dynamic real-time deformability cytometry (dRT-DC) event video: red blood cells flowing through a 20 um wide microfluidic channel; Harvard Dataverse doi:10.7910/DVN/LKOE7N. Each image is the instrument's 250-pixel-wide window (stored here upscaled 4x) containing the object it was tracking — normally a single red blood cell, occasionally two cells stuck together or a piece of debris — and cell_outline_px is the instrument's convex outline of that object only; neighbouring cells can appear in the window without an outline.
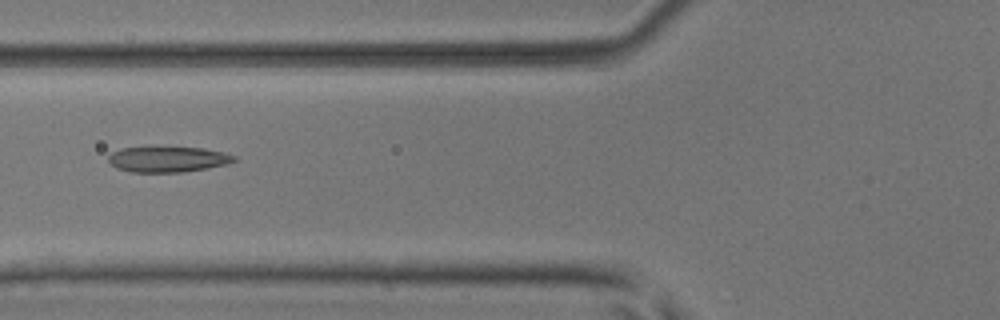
{"species": "common noctule bat (a hibernating species)", "species_latin": "Nyctalus noctula", "temperature_condition": "room temperature", "stored_images_in_passage": 6, "camera_frame_rate_fps": 3000, "um_per_image_px": 0.085, "animal": {"sex": "male", "body_mass_g": 17.9, "forearm_length_mm": 54.2}, "frame": {"image": 1, "passage_image": 5, "time_ms": 1.333, "image_size_px": [1000, 320], "cell_outline_px": [[236, 160], [228, 164], [208, 168], [184, 172], [132, 172], [116, 168], [108, 160], [108, 156], [112, 152], [124, 148], [152, 144], [204, 148], [224, 152], [236, 156]], "centroid_in_image_um": [14.26, 13.49], "position_along_channel_um": 111.5, "area_um2": 19.71}}
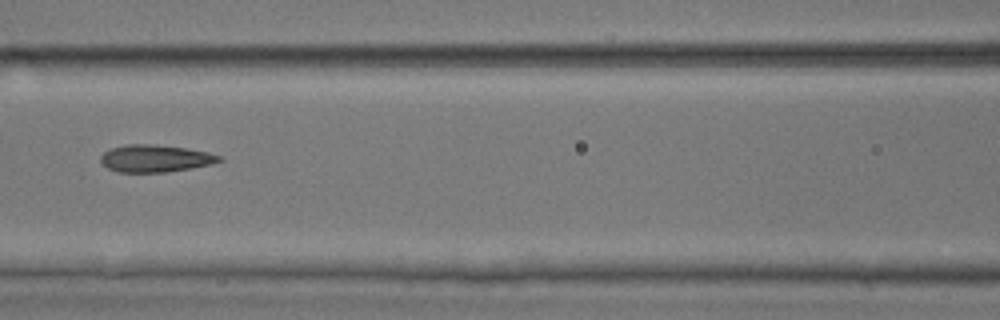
{"frame": {"image": 2, "passage_image": 6, "time_ms": 1.667, "image_size_px": [1000, 320], "cell_outline_px": [[224, 160], [212, 164], [192, 168], [168, 172], [120, 172], [108, 168], [100, 160], [100, 156], [104, 152], [112, 148], [124, 144], [152, 144], [184, 148], [208, 152], [220, 156]], "centroid_in_image_um": [13.21, 13.47], "position_along_channel_um": 153.4, "area_um2": 18.79}}